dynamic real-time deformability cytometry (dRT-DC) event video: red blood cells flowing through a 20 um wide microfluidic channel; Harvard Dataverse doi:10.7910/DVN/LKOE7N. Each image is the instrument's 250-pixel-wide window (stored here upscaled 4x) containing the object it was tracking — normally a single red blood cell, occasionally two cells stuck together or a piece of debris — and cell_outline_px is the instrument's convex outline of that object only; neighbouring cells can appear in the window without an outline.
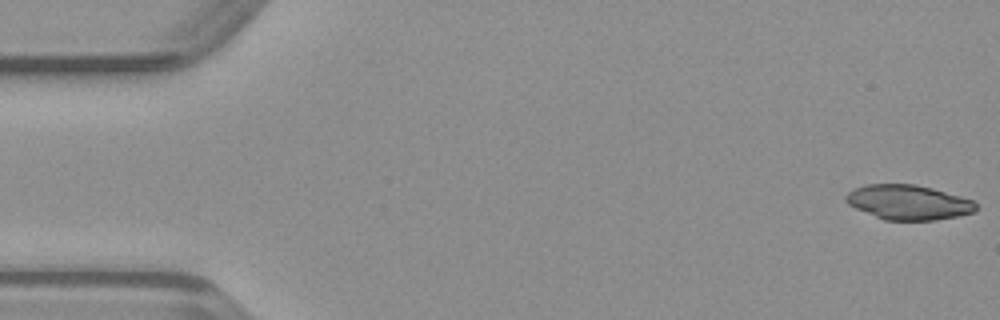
{"species": "common noctule bat (a hibernating species)", "species_latin": "Nyctalus noctula", "temperature_condition": "warm", "stored_images_in_passage": 48, "camera_frame_rate_fps": 3000, "um_per_image_px": 0.085, "animal": {"sex": "male", "body_mass_g": 23.1, "forearm_length_mm": 52.7}, "frame": {"image": 1, "passage_image": 1, "time_ms": 0.0, "image_size_px": [1000, 320], "cell_outline_px": [[976, 212], [936, 220], [884, 220], [856, 208], [848, 204], [844, 200], [844, 196], [848, 192], [864, 184], [916, 184], [932, 188], [960, 196], [972, 200], [976, 204]], "centroid_in_image_um": [77.19, 17.19], "position_along_channel_um": 7.8, "area_um2": 26.3}}